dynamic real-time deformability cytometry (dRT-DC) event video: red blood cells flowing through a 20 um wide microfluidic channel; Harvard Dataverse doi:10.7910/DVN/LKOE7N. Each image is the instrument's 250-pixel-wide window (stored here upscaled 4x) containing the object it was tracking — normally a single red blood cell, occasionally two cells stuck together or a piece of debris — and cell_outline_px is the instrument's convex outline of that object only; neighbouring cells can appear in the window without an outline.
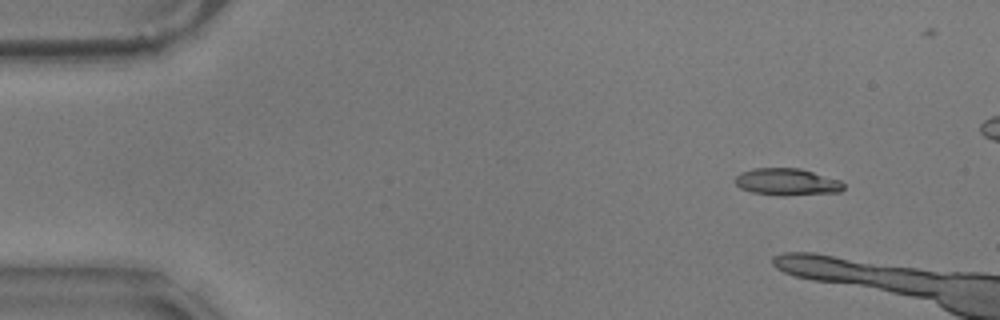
{"species": "common noctule bat (a hibernating species)", "species_latin": "Nyctalus noctula", "temperature_condition": "warm", "stored_images_in_passage": 6, "camera_frame_rate_fps": 3000, "um_per_image_px": 0.085, "animal": {"sex": "male", "body_mass_g": 17.9}, "frame": {"image": 1, "passage_image": 1, "time_ms": 0.0, "image_size_px": [1000, 320], "cell_outline_px": [[844, 188], [840, 192], [784, 196], [780, 196], [752, 192], [740, 188], [736, 184], [736, 176], [740, 172], [756, 168], [800, 168], [840, 180], [844, 184]], "centroid_in_image_um": [66.9, 15.47], "position_along_channel_um": 18.1, "area_um2": 17.11}}